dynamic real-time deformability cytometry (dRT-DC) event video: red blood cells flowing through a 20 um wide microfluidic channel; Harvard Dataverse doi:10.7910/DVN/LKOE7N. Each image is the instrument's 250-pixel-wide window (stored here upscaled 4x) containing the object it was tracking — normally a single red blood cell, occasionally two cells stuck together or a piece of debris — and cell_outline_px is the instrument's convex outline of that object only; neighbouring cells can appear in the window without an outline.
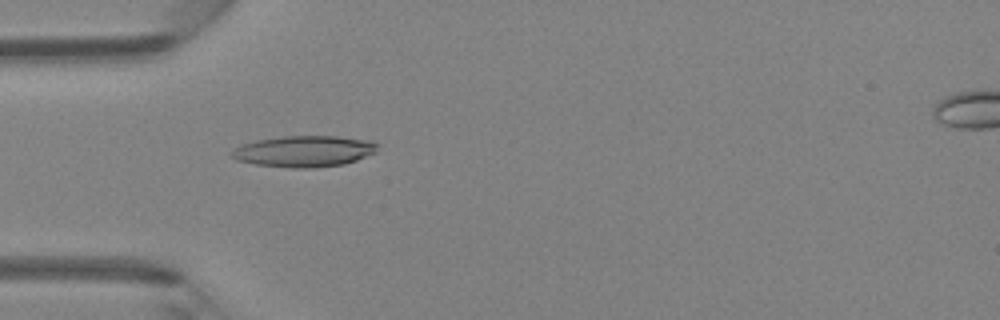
{"species": "Egyptian fruit bat (a non-hibernating species)", "species_latin": "Rousettus aegyptiacus", "temperature_condition": "room temperature", "stored_images_in_passage": 5, "camera_frame_rate_fps": 3000, "um_per_image_px": 0.085, "animal": {"sex": "female"}, "frame": {"image": 1, "passage_image": 4, "time_ms": 3.333, "image_size_px": [1000, 320], "cell_outline_px": [[376, 152], [356, 160], [344, 164], [312, 168], [292, 168], [256, 164], [236, 160], [232, 156], [232, 148], [240, 144], [256, 140], [284, 136], [336, 136], [372, 140], [376, 144]], "centroid_in_image_um": [25.83, 12.85], "position_along_channel_um": 59.2, "area_um2": 26.53}}